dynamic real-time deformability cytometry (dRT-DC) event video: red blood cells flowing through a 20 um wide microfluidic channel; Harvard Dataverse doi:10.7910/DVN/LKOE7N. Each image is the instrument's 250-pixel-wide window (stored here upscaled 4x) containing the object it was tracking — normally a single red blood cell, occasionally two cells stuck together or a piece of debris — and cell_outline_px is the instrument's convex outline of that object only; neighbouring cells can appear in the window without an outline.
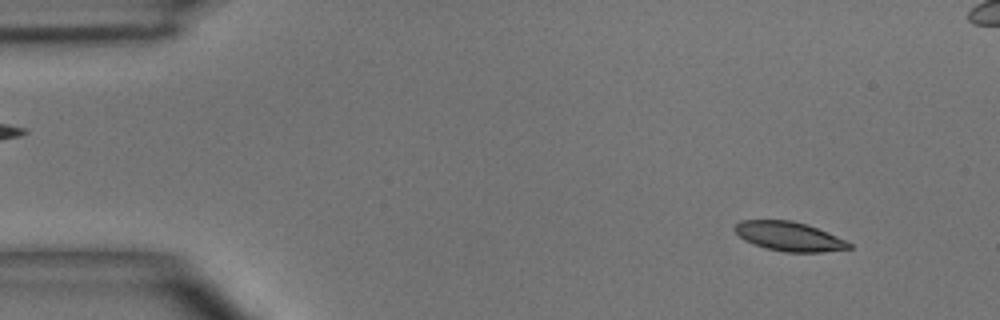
{"species": "common noctule bat (a hibernating species)", "species_latin": "Nyctalus noctula", "temperature_condition": "room temperature", "stored_images_in_passage": 4, "camera_frame_rate_fps": 3000, "um_per_image_px": 0.085, "animal": {"sex": "male", "body_mass_g": 15.6}, "frame": {"image": 1, "passage_image": 1, "time_ms": 0.0, "image_size_px": [1000, 320], "cell_outline_px": [[852, 248], [820, 252], [784, 252], [768, 248], [744, 240], [732, 228], [740, 220], [792, 220], [808, 224], [844, 240], [852, 244]], "centroid_in_image_um": [67.06, 20.08], "position_along_channel_um": 17.9, "area_um2": 19.25}}